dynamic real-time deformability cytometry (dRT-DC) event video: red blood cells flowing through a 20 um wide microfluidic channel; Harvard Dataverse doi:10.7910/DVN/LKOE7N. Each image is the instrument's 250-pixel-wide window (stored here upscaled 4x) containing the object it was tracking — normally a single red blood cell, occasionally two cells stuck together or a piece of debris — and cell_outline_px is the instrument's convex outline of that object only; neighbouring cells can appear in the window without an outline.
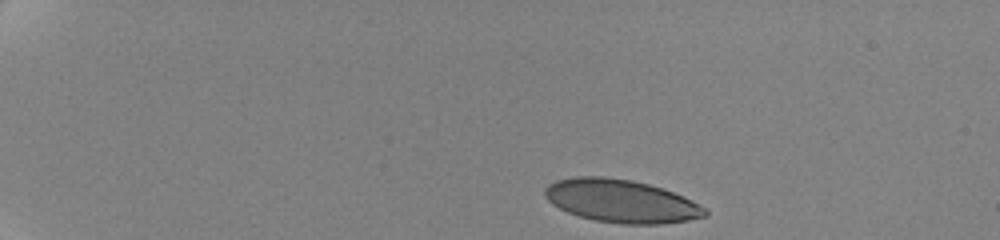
{"species": "human", "species_latin": "Homo sapiens", "temperature_condition": "cold", "stored_images_in_passage": 20, "camera_frame_rate_fps": 3000, "um_per_image_px": 0.085, "donor": {"sex": "female"}, "frame": {"image": 1, "passage_image": 1, "time_ms": 0.0, "image_size_px": [1000, 240], "cell_outline_px": [[708, 216], [688, 220], [660, 224], [620, 224], [596, 220], [580, 216], [568, 212], [552, 204], [544, 196], [544, 188], [548, 184], [556, 180], [576, 176], [604, 176], [632, 180], [648, 184], [684, 196], [704, 208], [708, 212]], "centroid_in_image_um": [52.77, 17.08], "position_along_channel_um": 32.2, "area_um2": 40.06}}
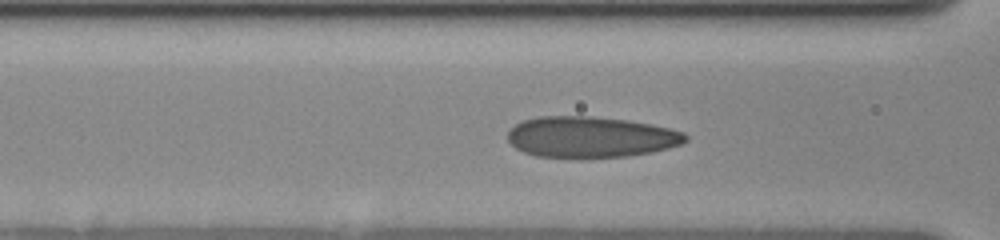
{"frame": {"image": 2, "passage_image": 12, "time_ms": 5.333, "image_size_px": [1000, 240], "cell_outline_px": [[688, 140], [680, 144], [668, 148], [652, 152], [628, 156], [576, 160], [536, 156], [524, 152], [516, 148], [508, 140], [508, 132], [516, 124], [524, 120], [540, 116], [592, 116], [628, 120], [652, 124], [684, 132], [688, 136]], "centroid_in_image_um": [50.21, 11.68], "position_along_channel_um": 116.4, "area_um2": 43.29}}
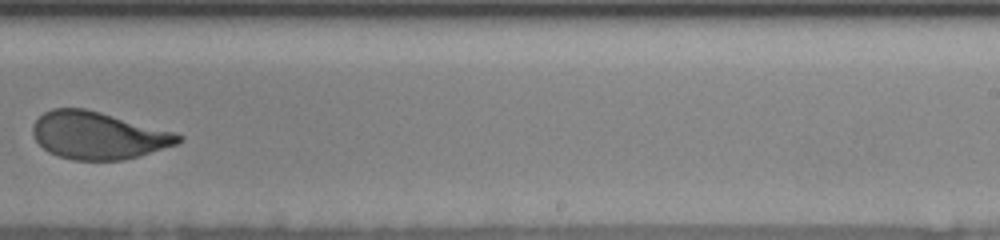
{"frame": {"image": 3, "passage_image": 20, "time_ms": 10.0, "image_size_px": [1000, 240], "cell_outline_px": [[184, 136], [176, 144], [124, 160], [72, 160], [48, 152], [32, 136], [32, 124], [44, 112], [52, 108], [84, 108], [100, 112], [176, 132]], "centroid_in_image_um": [8.31, 11.5], "position_along_channel_um": 280.7, "area_um2": 40.0}}